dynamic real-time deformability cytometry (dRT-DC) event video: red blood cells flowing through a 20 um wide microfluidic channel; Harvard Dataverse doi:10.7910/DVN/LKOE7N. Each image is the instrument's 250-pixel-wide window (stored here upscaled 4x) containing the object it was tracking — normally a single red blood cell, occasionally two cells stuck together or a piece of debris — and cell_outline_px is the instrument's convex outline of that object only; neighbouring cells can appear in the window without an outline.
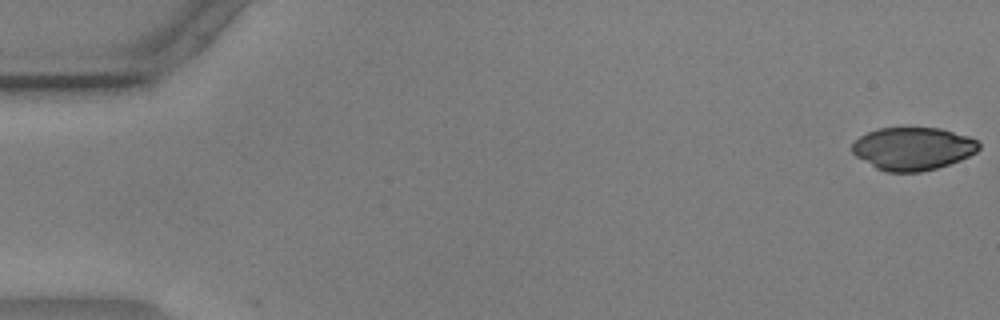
{"species": "common noctule bat (a hibernating species)", "species_latin": "Nyctalus noctula", "temperature_condition": "warm", "stored_images_in_passage": 56, "camera_frame_rate_fps": 3000, "um_per_image_px": 0.085, "animal": {"sex": "male", "body_mass_g": 17.9, "forearm_length_mm": 54.2}, "frame": {"image": 1, "passage_image": 1, "time_ms": 0.0, "image_size_px": [1000, 320], "cell_outline_px": [[980, 148], [976, 152], [960, 160], [936, 168], [920, 172], [884, 172], [876, 168], [856, 156], [852, 152], [852, 144], [860, 136], [876, 128], [940, 128], [968, 136], [976, 140], [980, 144]], "centroid_in_image_um": [77.58, 12.63], "position_along_channel_um": 7.4, "area_um2": 31.56}}
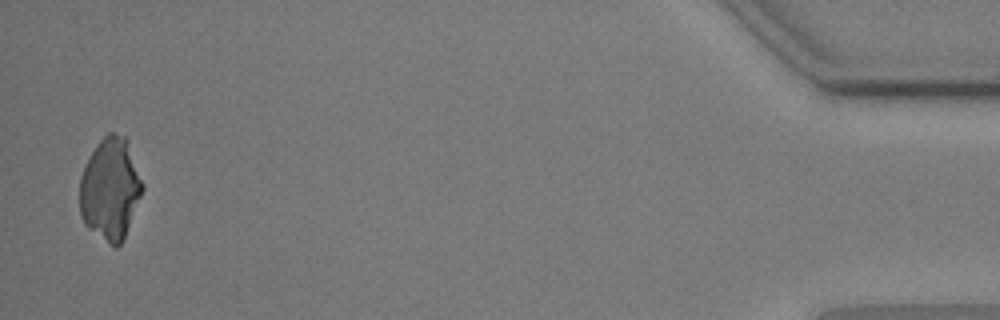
{"frame": {"image": 2, "passage_image": 55, "time_ms": 18.0, "image_size_px": [1000, 320], "cell_outline_px": [[144, 188], [124, 240], [116, 248], [88, 228], [84, 224], [80, 216], [80, 176], [92, 152], [100, 140], [108, 132], [112, 132], [124, 136], [144, 184]], "centroid_in_image_um": [9.37, 16.09], "position_along_channel_um": 425.8, "area_um2": 36.99}}